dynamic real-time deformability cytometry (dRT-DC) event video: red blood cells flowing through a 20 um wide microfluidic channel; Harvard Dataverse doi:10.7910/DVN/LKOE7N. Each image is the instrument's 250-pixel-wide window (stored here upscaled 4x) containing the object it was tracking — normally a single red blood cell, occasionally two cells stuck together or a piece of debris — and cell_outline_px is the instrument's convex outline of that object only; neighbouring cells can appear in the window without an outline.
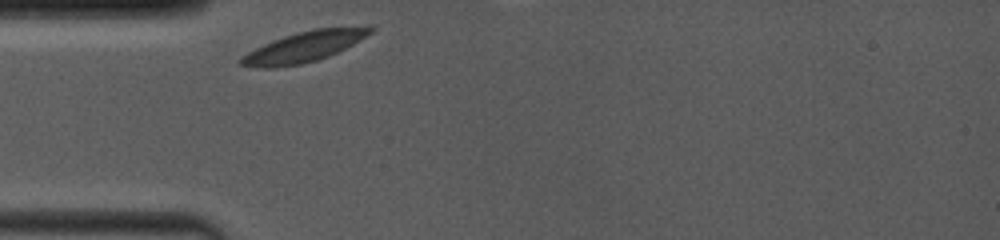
{"species": "common noctule bat (a hibernating species)", "species_latin": "Nyctalus noctula", "temperature_condition": "room temperature", "stored_images_in_passage": 1, "camera_frame_rate_fps": 4000, "um_per_image_px": 0.085, "animal": {"sex": "female", "body_mass_g": 19.0, "forearm_length_mm": 53.3}, "frame": {"image": 1, "passage_image": 1, "time_ms": 0.0, "image_size_px": [1000, 240], "cell_outline_px": [[376, 28], [372, 32], [352, 44], [328, 56], [316, 60], [300, 64], [268, 68], [260, 68], [240, 64], [236, 60], [240, 56], [264, 44], [284, 36], [296, 32], [316, 28]], "centroid_in_image_um": [25.73, 4.0], "position_along_channel_um": 59.3, "area_um2": 22.2}}